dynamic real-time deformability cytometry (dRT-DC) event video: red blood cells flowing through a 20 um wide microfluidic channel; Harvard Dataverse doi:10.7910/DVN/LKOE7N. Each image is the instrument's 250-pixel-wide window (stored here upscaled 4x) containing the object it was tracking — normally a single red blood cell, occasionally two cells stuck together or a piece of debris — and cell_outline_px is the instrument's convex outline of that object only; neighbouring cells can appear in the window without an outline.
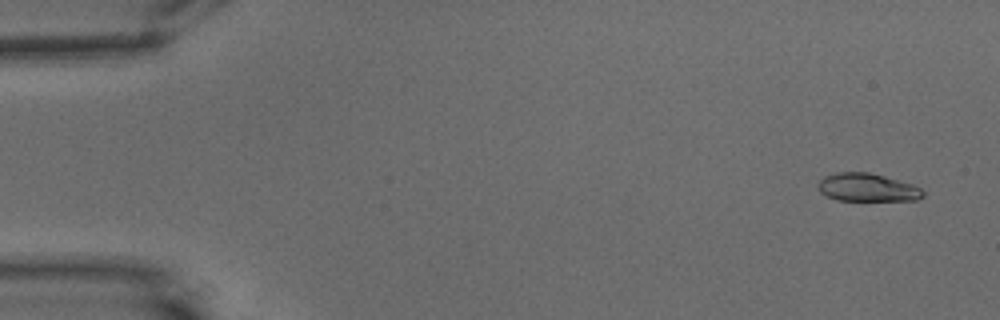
{"species": "common noctule bat (a hibernating species)", "species_latin": "Nyctalus noctula", "temperature_condition": "warm", "stored_images_in_passage": 57, "camera_frame_rate_fps": 3000, "um_per_image_px": 0.085, "animal": {"sex": "male", "body_mass_g": 15.6}, "frame": {"image": 1, "passage_image": 3, "time_ms": 0.667, "image_size_px": [1000, 320], "cell_outline_px": [[924, 196], [916, 200], [836, 200], [820, 192], [820, 180], [824, 176], [836, 172], [868, 172], [884, 176], [912, 184], [920, 188], [924, 192]], "centroid_in_image_um": [73.73, 15.93], "position_along_channel_um": 11.3, "area_um2": 16.94}}
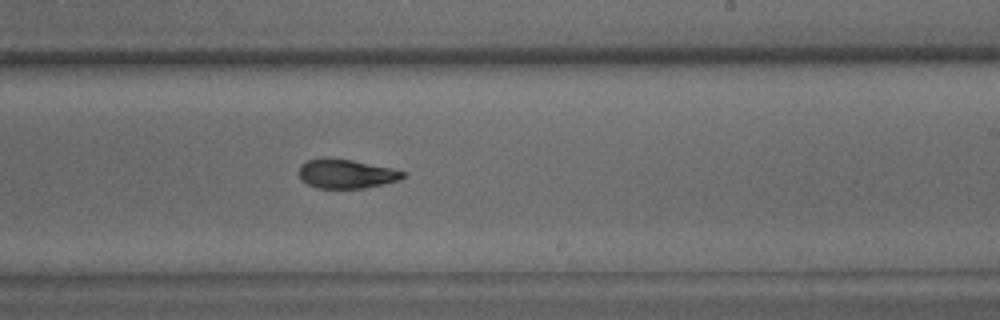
{"frame": {"image": 2, "passage_image": 35, "time_ms": 11.333, "image_size_px": [1000, 320], "cell_outline_px": [[404, 176], [400, 180], [364, 188], [316, 188], [300, 180], [300, 164], [308, 160], [352, 160], [392, 168], [404, 172]], "centroid_in_image_um": [29.44, 14.8], "position_along_channel_um": 259.6, "area_um2": 17.11}}
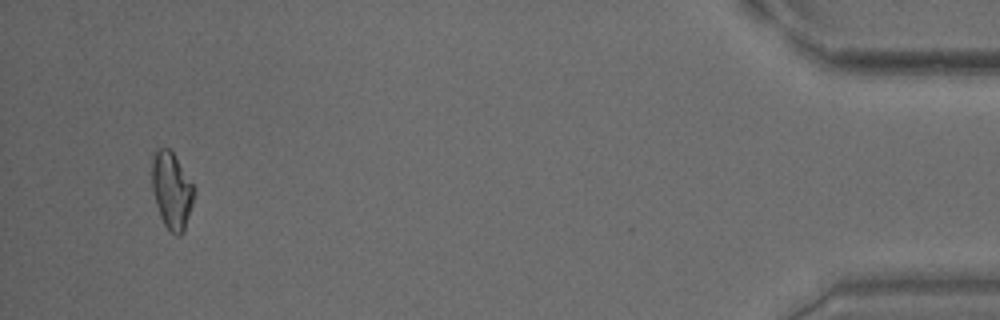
{"frame": {"image": 3, "passage_image": 55, "time_ms": 18.0, "image_size_px": [1000, 320], "cell_outline_px": [[196, 192], [184, 232], [180, 236], [176, 236], [164, 224], [160, 216], [156, 204], [152, 188], [152, 160], [156, 148], [168, 148], [172, 152], [196, 188]], "centroid_in_image_um": [14.61, 16.21], "position_along_channel_um": 420.6, "area_um2": 18.9}, "authors_computed_cell_mechanics": {"area_um2": 18.2648, "velocity_mm_per_s": 3.5351, "shape_relaxation_time_tau1_ms": 8.6879, "shape_relaxation_time_tau2_ms": 3.5313, "deformation_change_tau1": 0.2221, "deformation_change_tau2": 0.1059}}